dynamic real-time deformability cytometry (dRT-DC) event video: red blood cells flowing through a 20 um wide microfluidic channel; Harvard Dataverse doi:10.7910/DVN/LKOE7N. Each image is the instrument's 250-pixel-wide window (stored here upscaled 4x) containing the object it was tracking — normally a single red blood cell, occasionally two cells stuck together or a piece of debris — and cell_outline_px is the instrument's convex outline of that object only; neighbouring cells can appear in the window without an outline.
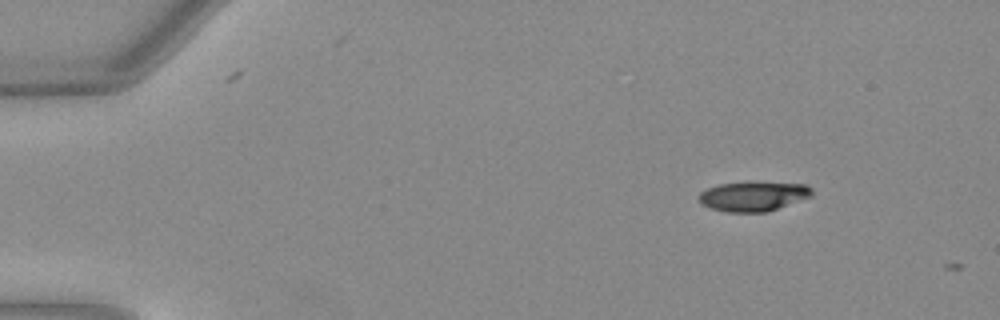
{"species": "Egyptian fruit bat (a non-hibernating species)", "species_latin": "Rousettus aegyptiacus", "temperature_condition": "warm", "stored_images_in_passage": 2, "camera_frame_rate_fps": 3000, "um_per_image_px": 0.085, "animal": {"sex": "female"}, "frame": {"image": 1, "passage_image": 1, "time_ms": 0.0, "image_size_px": [1000, 320], "cell_outline_px": [[812, 196], [768, 212], [728, 212], [712, 208], [700, 204], [696, 196], [700, 192], [708, 188], [720, 184], [808, 184], [812, 188]], "centroid_in_image_um": [64.0, 16.72], "position_along_channel_um": 21.0, "area_um2": 18.96}}